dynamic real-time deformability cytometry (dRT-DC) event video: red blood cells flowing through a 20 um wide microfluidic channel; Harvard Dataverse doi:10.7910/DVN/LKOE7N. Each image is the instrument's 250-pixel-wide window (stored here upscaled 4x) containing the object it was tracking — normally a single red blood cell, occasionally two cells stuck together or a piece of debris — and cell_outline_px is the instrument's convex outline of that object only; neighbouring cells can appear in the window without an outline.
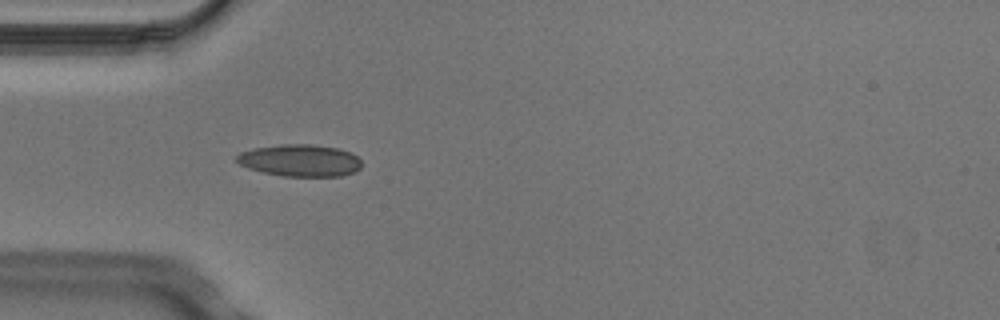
{"species": "Egyptian fruit bat (a non-hibernating species)", "species_latin": "Rousettus aegyptiacus", "temperature_condition": "cold", "stored_images_in_passage": 5, "camera_frame_rate_fps": 3000, "um_per_image_px": 0.085, "animal": {"sex": "male"}, "frame": {"image": 1, "passage_image": 5, "time_ms": 1.333, "image_size_px": [1000, 320], "cell_outline_px": [[360, 168], [356, 172], [340, 176], [284, 176], [264, 172], [248, 168], [240, 164], [236, 160], [236, 156], [240, 152], [252, 148], [280, 144], [312, 144], [336, 148], [352, 152], [360, 160]], "centroid_in_image_um": [25.5, 13.63], "position_along_channel_um": 59.5, "area_um2": 23.35}}